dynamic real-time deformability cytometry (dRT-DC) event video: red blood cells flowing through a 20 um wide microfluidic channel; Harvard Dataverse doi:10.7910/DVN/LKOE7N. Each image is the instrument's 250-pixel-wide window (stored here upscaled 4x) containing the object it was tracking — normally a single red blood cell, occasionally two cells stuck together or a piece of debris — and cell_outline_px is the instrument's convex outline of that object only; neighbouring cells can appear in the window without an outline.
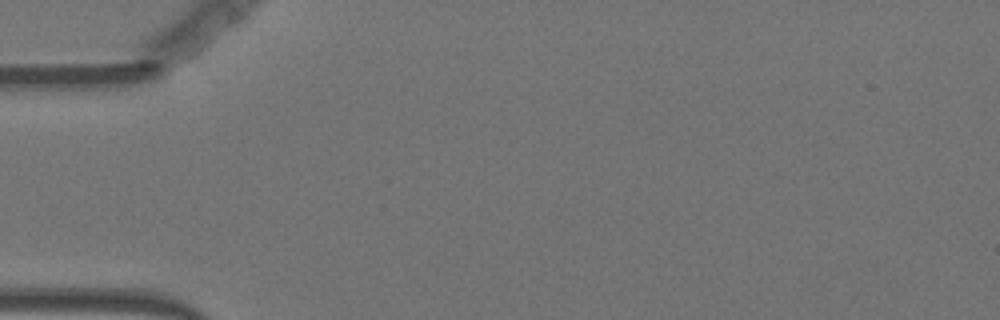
{"species": "Egyptian fruit bat (a non-hibernating species)", "species_latin": "Rousettus aegyptiacus", "temperature_condition": "warm", "stored_images_in_passage": 1, "camera_frame_rate_fps": 3000, "um_per_image_px": 0.085, "animal": {"sex": "female"}, "frame": {"image": 1, "passage_image": 1, "time_ms": 0.0, "image_size_px": [1000, 320], "cell_outline_px": [[260, 28], [240, 52], [212, 80], [188, 96], [180, 84], [232, 16], [236, 16], [260, 20]], "centroid_in_image_um": [18.78, 4.44], "position_along_channel_um": 66.2, "area_um2": 17.22}}